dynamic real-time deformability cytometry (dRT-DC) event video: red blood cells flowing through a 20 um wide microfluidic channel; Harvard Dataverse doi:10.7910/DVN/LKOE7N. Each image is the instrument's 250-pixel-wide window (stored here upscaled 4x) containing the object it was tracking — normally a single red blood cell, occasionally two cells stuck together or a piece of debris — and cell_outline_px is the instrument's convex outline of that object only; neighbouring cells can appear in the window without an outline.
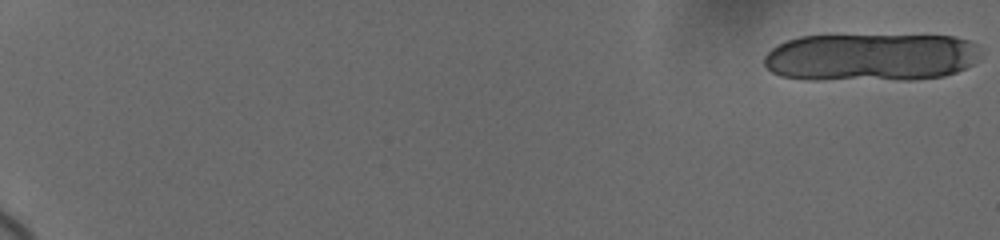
{"species": "human", "species_latin": "Homo sapiens", "temperature_condition": "cold", "stored_images_in_passage": 32, "camera_frame_rate_fps": 3000, "um_per_image_px": 0.085, "donor": {"sex": "female"}, "frame": {"image": 1, "passage_image": 1, "time_ms": 0.0, "image_size_px": [1000, 240], "cell_outline_px": [[980, 52], [976, 60], [972, 64], [956, 72], [944, 76], [912, 80], [804, 80], [780, 76], [772, 72], [764, 64], [764, 56], [772, 48], [788, 40], [800, 36], [956, 36], [968, 40], [976, 44], [980, 48]], "centroid_in_image_um": [74.02, 4.89], "position_along_channel_um": 11.0, "area_um2": 60.86}}
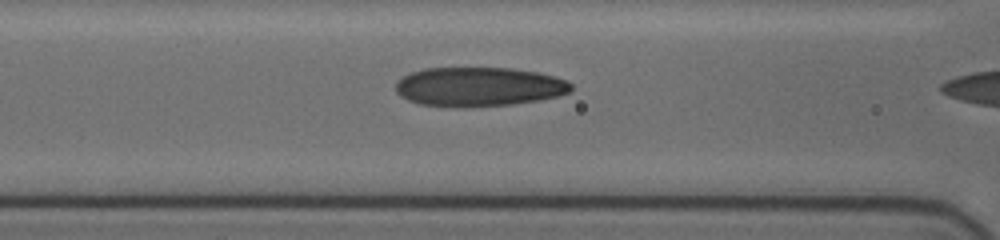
{"frame": {"image": 2, "passage_image": 31, "time_ms": 8.333, "image_size_px": [1000, 240], "cell_outline_px": [[572, 92], [540, 100], [508, 104], [420, 104], [408, 100], [400, 96], [396, 92], [396, 80], [412, 72], [424, 68], [512, 68], [536, 72], [556, 76], [568, 80], [572, 84]], "centroid_in_image_um": [40.75, 7.32], "position_along_channel_um": 125.9, "area_um2": 39.07}}